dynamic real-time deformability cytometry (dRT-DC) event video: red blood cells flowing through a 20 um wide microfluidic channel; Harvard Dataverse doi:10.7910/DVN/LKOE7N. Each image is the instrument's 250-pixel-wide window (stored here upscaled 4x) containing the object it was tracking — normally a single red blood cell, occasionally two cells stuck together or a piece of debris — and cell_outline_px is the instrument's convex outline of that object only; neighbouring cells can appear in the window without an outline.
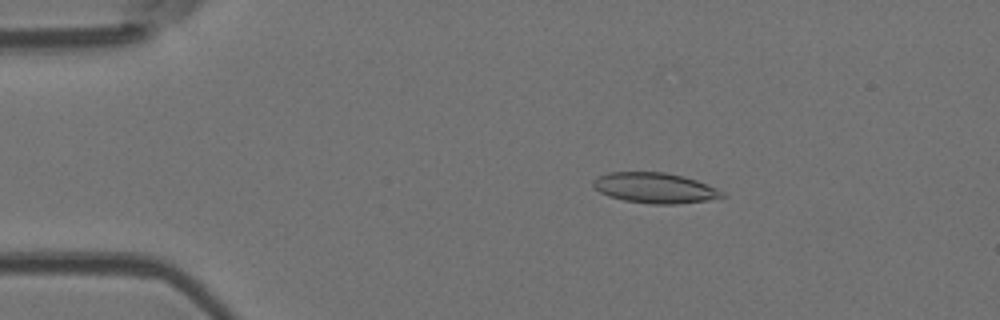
{"species": "Egyptian fruit bat (a non-hibernating species)", "species_latin": "Rousettus aegyptiacus", "temperature_condition": "room temperature", "stored_images_in_passage": 4, "camera_frame_rate_fps": 3000, "um_per_image_px": 0.085, "animal": {"sex": "female"}, "frame": {"image": 1, "passage_image": 3, "time_ms": 2.333, "image_size_px": [1000, 320], "cell_outline_px": [[728, 196], [704, 200], [676, 204], [652, 204], [624, 200], [608, 196], [600, 192], [592, 184], [592, 180], [596, 176], [608, 172], [664, 172], [684, 176], [696, 180], [716, 188], [724, 192]], "centroid_in_image_um": [55.63, 15.96], "position_along_channel_um": 29.4, "area_um2": 22.83}}